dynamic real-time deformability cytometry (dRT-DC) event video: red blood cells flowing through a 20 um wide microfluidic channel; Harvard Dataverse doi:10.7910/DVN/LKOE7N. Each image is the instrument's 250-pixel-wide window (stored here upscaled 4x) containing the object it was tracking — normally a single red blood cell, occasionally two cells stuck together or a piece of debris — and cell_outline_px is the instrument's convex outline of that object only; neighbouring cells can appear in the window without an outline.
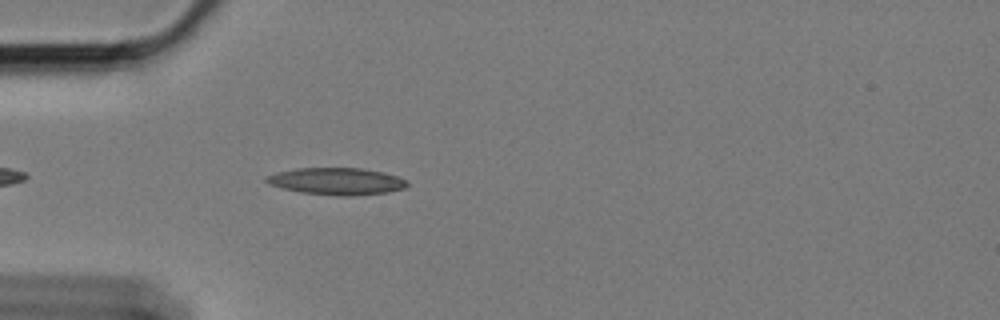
{"species": "Egyptian fruit bat (a non-hibernating species)", "species_latin": "Rousettus aegyptiacus", "temperature_condition": "cold", "stored_images_in_passage": 20, "camera_frame_rate_fps": 3000, "um_per_image_px": 0.085, "animal": {"sex": "female"}, "frame": {"image": 1, "passage_image": 5, "time_ms": 1.333, "image_size_px": [1000, 320], "cell_outline_px": [[408, 184], [404, 188], [384, 192], [352, 196], [340, 196], [300, 192], [268, 184], [264, 180], [264, 176], [276, 172], [296, 168], [360, 168], [384, 172], [408, 180]], "centroid_in_image_um": [28.58, 15.4], "position_along_channel_um": 56.4, "area_um2": 22.14}}
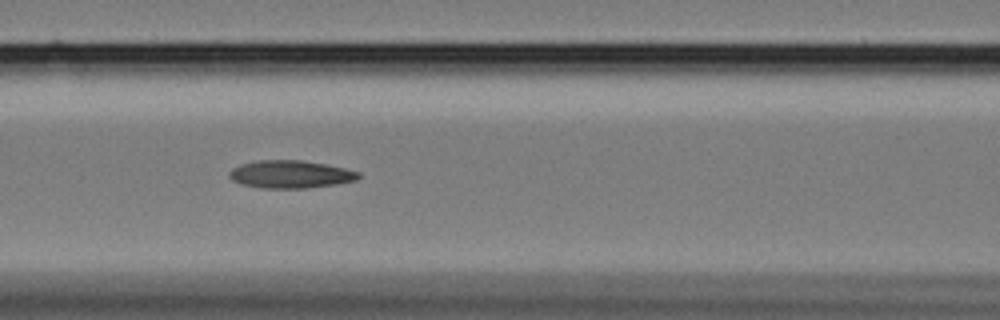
{"frame": {"image": 2, "passage_image": 13, "time_ms": 4.0, "image_size_px": [1000, 320], "cell_outline_px": [[360, 176], [356, 180], [336, 184], [308, 188], [260, 188], [240, 184], [232, 180], [228, 176], [228, 172], [232, 168], [240, 164], [260, 160], [300, 160], [324, 164], [344, 168], [360, 172]], "centroid_in_image_um": [24.65, 14.82], "position_along_channel_um": 142.0, "area_um2": 20.92}}
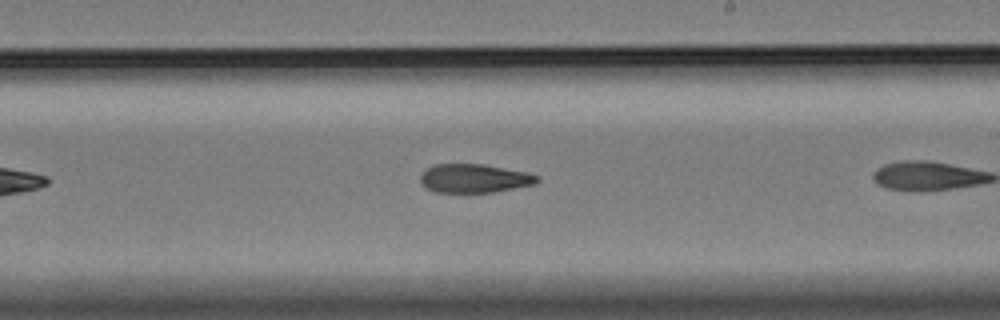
{"frame": {"image": 3, "passage_image": 19, "time_ms": 6.0, "image_size_px": [1000, 320], "cell_outline_px": [[540, 180], [532, 184], [492, 192], [436, 192], [428, 188], [420, 180], [420, 176], [428, 168], [436, 164], [480, 164], [524, 172], [540, 176]], "centroid_in_image_um": [40.3, 15.16], "position_along_channel_um": 248.7, "area_um2": 18.96}}